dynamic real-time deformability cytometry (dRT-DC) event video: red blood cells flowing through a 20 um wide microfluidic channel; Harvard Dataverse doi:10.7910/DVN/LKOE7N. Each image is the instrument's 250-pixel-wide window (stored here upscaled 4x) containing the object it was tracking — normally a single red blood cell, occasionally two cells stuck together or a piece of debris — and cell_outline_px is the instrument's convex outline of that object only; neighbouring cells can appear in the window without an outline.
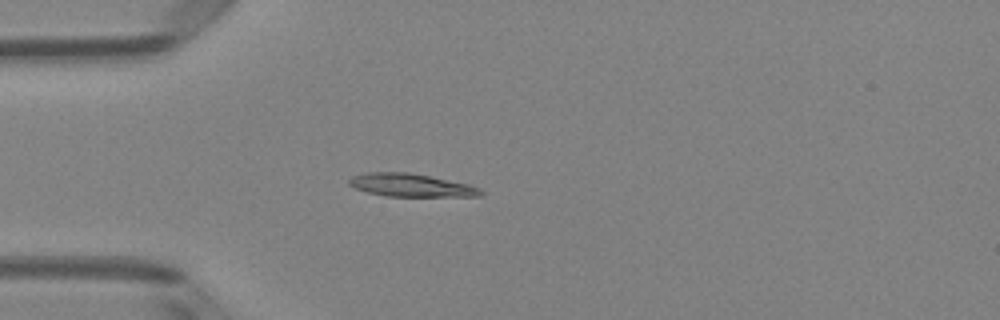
{"species": "Egyptian fruit bat (a non-hibernating species)", "species_latin": "Rousettus aegyptiacus", "temperature_condition": "room temperature", "stored_images_in_passage": 4, "camera_frame_rate_fps": 3000, "um_per_image_px": 0.085, "animal": {"sex": "female"}, "frame": {"image": 1, "passage_image": 4, "time_ms": 1.0, "image_size_px": [1000, 320], "cell_outline_px": [[484, 192], [480, 196], [384, 196], [368, 192], [356, 188], [348, 184], [348, 180], [352, 176], [368, 172], [408, 172], [468, 184], [480, 188]], "centroid_in_image_um": [34.91, 15.74], "position_along_channel_um": 50.1, "area_um2": 17.46}}